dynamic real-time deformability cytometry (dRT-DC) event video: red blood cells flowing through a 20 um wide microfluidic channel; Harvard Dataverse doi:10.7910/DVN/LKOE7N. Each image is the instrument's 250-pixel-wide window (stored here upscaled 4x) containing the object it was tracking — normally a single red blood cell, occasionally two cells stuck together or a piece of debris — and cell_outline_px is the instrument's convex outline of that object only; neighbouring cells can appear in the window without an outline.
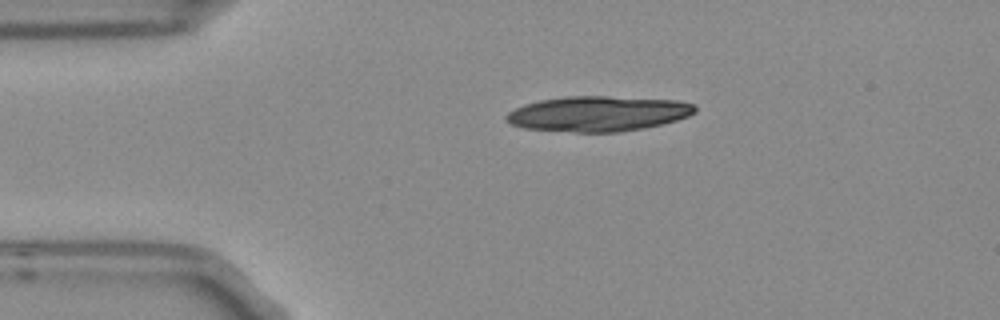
{"species": "Egyptian fruit bat (a non-hibernating species)", "species_latin": "Rousettus aegyptiacus", "temperature_condition": "room temperature", "stored_images_in_passage": 2, "camera_frame_rate_fps": 3000, "um_per_image_px": 0.085, "frame": {"image": 1, "passage_image": 1, "time_ms": 0.0, "image_size_px": [1000, 320], "cell_outline_px": [[696, 112], [688, 116], [664, 124], [644, 128], [616, 132], [576, 132], [524, 128], [512, 124], [504, 116], [508, 112], [524, 104], [540, 100], [568, 96], [608, 96], [676, 100], [692, 104], [696, 108]], "centroid_in_image_um": [50.84, 9.66], "position_along_channel_um": 34.2, "area_um2": 38.61}}